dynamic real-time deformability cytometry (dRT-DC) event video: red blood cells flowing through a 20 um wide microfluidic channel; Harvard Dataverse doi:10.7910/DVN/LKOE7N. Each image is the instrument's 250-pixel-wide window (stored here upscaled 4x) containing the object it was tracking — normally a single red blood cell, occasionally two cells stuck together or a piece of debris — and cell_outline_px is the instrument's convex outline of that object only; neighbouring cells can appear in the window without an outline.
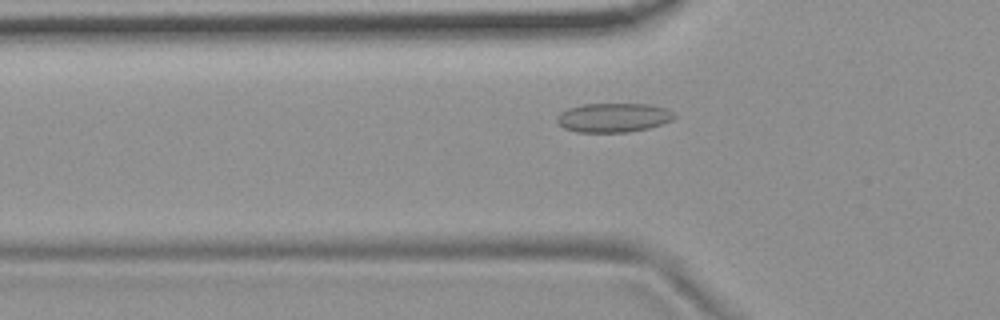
{"species": "common noctule bat (a hibernating species)", "species_latin": "Nyctalus noctula", "temperature_condition": "room temperature", "stored_images_in_passage": 50, "camera_frame_rate_fps": 3000, "um_per_image_px": 0.085, "animal": {"sex": "female", "body_mass_g": 19.9}, "frame": {"image": 1, "passage_image": 14, "time_ms": 4.333, "image_size_px": [1000, 320], "cell_outline_px": [[676, 116], [672, 120], [648, 128], [628, 132], [576, 132], [564, 128], [556, 124], [556, 116], [560, 112], [568, 108], [584, 104], [652, 104], [664, 108], [672, 112]], "centroid_in_image_um": [52.09, 10.0], "position_along_channel_um": 73.7, "area_um2": 20.0}}
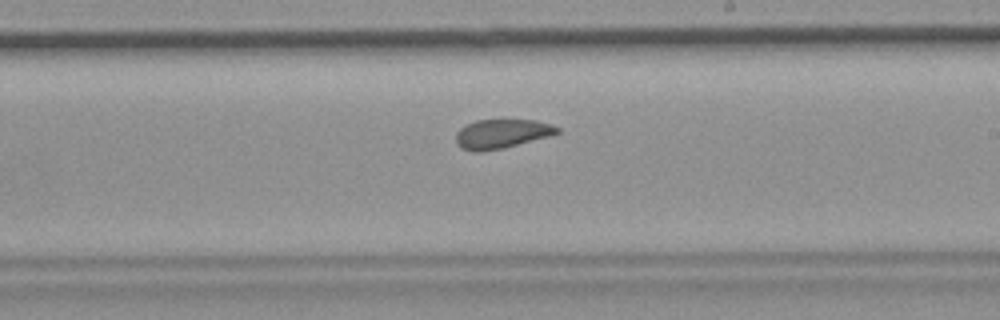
{"frame": {"image": 2, "passage_image": 28, "time_ms": 9.0, "image_size_px": [1000, 320], "cell_outline_px": [[560, 132], [552, 136], [504, 148], [484, 152], [472, 152], [460, 148], [456, 144], [456, 132], [460, 128], [476, 120], [504, 116], [532, 120], [548, 124], [560, 128]], "centroid_in_image_um": [42.63, 11.34], "position_along_channel_um": 246.4, "area_um2": 18.21}}
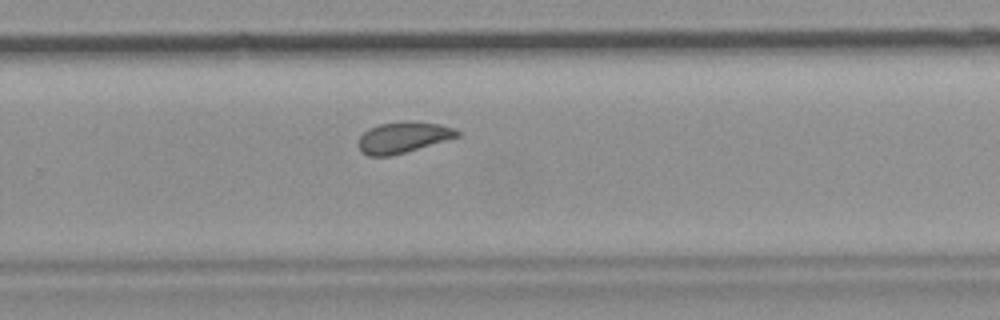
{"frame": {"image": 3, "passage_image": 32, "time_ms": 10.333, "image_size_px": [1000, 320], "cell_outline_px": [[460, 136], [404, 152], [388, 156], [368, 156], [360, 152], [356, 144], [360, 136], [368, 128], [380, 124], [440, 124], [452, 128], [460, 132]], "centroid_in_image_um": [34.17, 11.73], "position_along_channel_um": 295.6, "area_um2": 16.99}, "authors_computed_cell_mechanics": {"area_um2": 18.4671, "velocity_mm_per_s": 3.696, "shape_relaxation_time_tau1_ms": 5.4316, "shape_relaxation_time_tau2_ms": 1.2289, "deformation_change_tau1": 0.0825, "deformation_change_tau2": 0.0692}}